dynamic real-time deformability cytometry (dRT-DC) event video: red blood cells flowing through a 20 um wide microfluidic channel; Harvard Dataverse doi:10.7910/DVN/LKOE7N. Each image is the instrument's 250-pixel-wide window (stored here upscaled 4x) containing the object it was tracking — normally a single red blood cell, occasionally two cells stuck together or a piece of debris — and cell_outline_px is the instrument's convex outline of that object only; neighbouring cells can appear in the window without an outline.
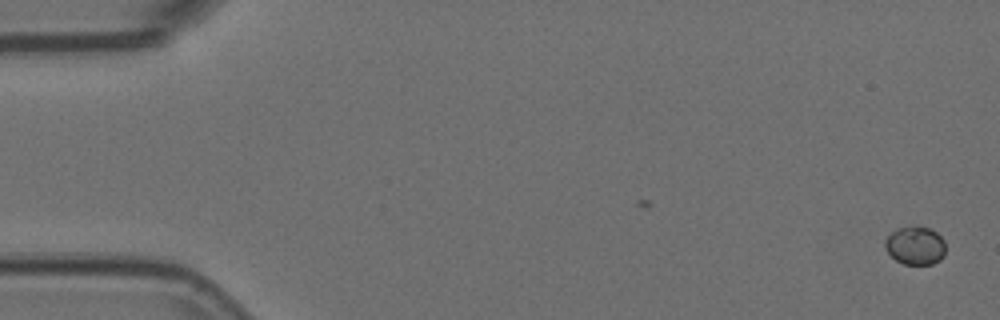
{"species": "Egyptian fruit bat (a non-hibernating species)", "species_latin": "Rousettus aegyptiacus", "temperature_condition": "room temperature", "stored_images_in_passage": 48, "camera_frame_rate_fps": 3000, "um_per_image_px": 0.085, "animal": {"sex": "female"}, "frame": {"image": 1, "passage_image": 1, "time_ms": 0.0, "image_size_px": [1000, 320], "cell_outline_px": [[944, 256], [940, 260], [932, 264], [904, 264], [896, 260], [884, 248], [884, 240], [896, 228], [916, 224], [928, 228], [936, 232], [944, 240]], "centroid_in_image_um": [77.78, 20.84], "position_along_channel_um": 7.2, "area_um2": 13.7}}
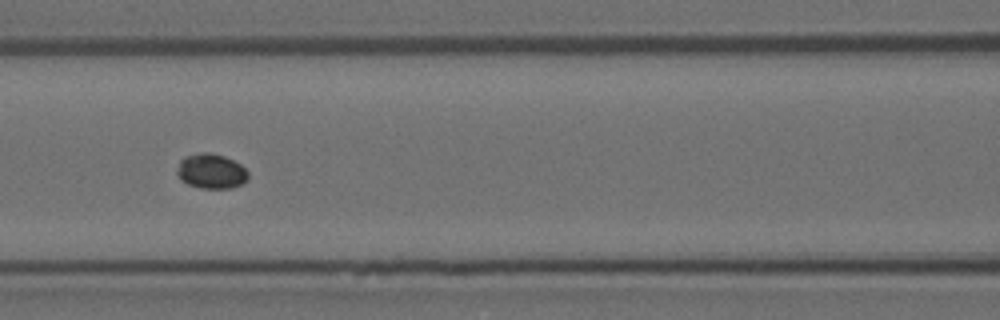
{"frame": {"image": 2, "passage_image": 24, "time_ms": 7.667, "image_size_px": [1000, 320], "cell_outline_px": [[248, 180], [244, 184], [232, 188], [200, 188], [188, 184], [180, 180], [176, 172], [176, 168], [180, 160], [184, 156], [200, 152], [208, 152], [224, 156], [240, 164], [248, 172]], "centroid_in_image_um": [17.94, 14.56], "position_along_channel_um": 148.7, "area_um2": 14.68}}
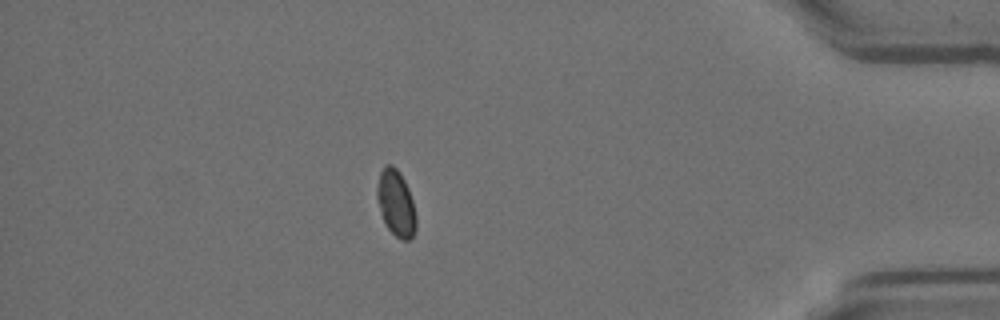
{"frame": {"image": 3, "passage_image": 48, "time_ms": 15.667, "image_size_px": [1000, 320], "cell_outline_px": [[416, 228], [412, 236], [408, 240], [400, 240], [388, 228], [380, 212], [376, 196], [376, 188], [380, 172], [388, 164], [392, 164], [400, 172], [408, 188], [412, 200], [416, 216]], "centroid_in_image_um": [33.65, 17.27], "position_along_channel_um": 401.5, "area_um2": 14.97}}